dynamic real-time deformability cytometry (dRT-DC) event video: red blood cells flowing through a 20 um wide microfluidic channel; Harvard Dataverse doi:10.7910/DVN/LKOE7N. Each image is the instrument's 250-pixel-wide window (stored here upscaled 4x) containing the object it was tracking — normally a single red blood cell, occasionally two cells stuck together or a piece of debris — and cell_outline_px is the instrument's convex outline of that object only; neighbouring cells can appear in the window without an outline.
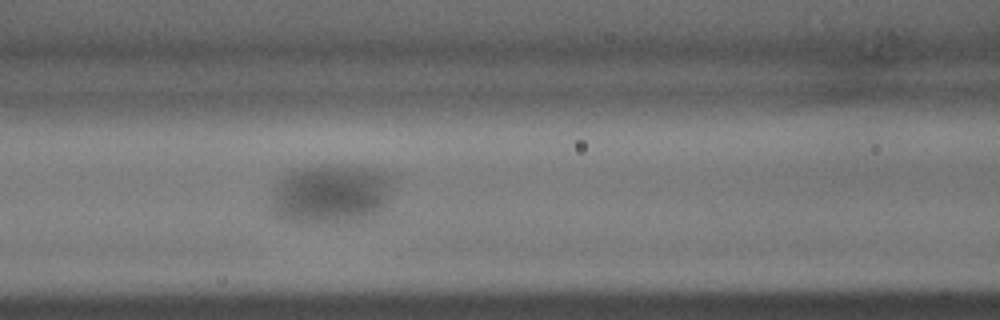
{"species": "common noctule bat (a hibernating species)", "species_latin": "Nyctalus noctula", "temperature_condition": "warm", "stored_images_in_passage": 36, "camera_frame_rate_fps": 3000, "um_per_image_px": 0.085, "animal": {"sex": "male", "body_mass_g": 15.6}, "frame": {"image": 1, "passage_image": 15, "time_ms": 4.667, "image_size_px": [1000, 320], "cell_outline_px": [[384, 196], [380, 204], [376, 208], [360, 216], [344, 220], [304, 224], [288, 220], [280, 216], [276, 212], [276, 188], [292, 172], [304, 168], [364, 168], [384, 172]], "centroid_in_image_um": [27.97, 16.51], "position_along_channel_um": 138.6, "area_um2": 37.11}}
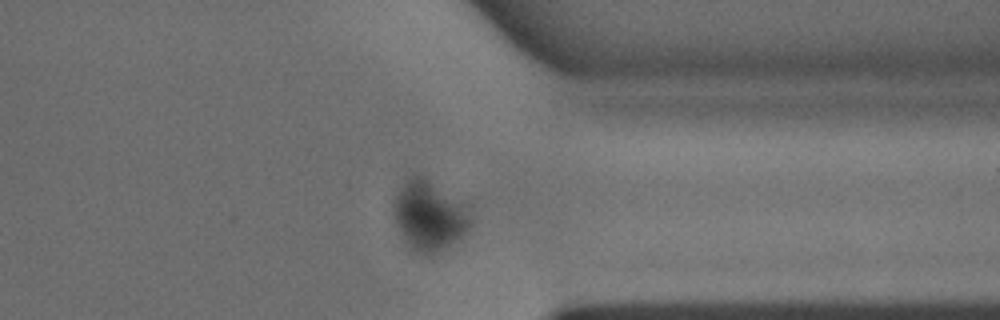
{"frame": {"image": 2, "passage_image": 28, "time_ms": 9.0, "image_size_px": [1000, 320], "cell_outline_px": [[472, 224], [456, 240], [432, 252], [412, 252], [408, 248], [400, 232], [396, 220], [392, 204], [404, 180], [412, 172], [416, 172], [472, 200]], "centroid_in_image_um": [36.57, 18.17], "position_along_channel_um": 374.8, "area_um2": 32.6}}
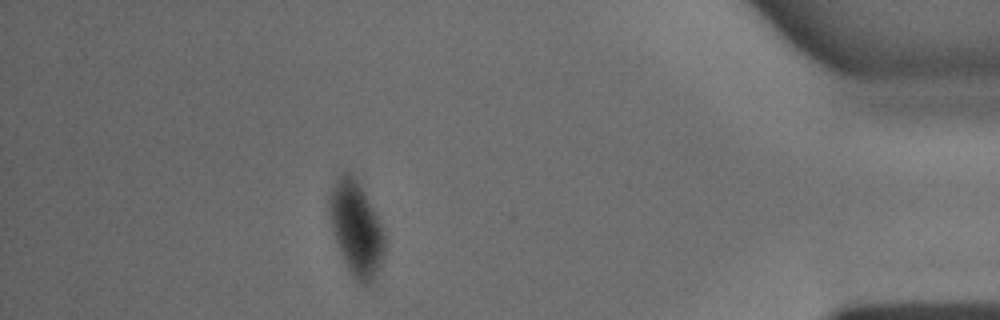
{"frame": {"image": 3, "passage_image": 32, "time_ms": 10.333, "image_size_px": [1000, 320], "cell_outline_px": [[384, 256], [380, 268], [368, 288], [360, 284], [348, 272], [336, 240], [328, 212], [328, 196], [336, 180], [344, 172], [348, 172], [356, 176], [376, 212], [384, 232]], "centroid_in_image_um": [30.29, 19.45], "position_along_channel_um": 404.9, "area_um2": 30.63}}